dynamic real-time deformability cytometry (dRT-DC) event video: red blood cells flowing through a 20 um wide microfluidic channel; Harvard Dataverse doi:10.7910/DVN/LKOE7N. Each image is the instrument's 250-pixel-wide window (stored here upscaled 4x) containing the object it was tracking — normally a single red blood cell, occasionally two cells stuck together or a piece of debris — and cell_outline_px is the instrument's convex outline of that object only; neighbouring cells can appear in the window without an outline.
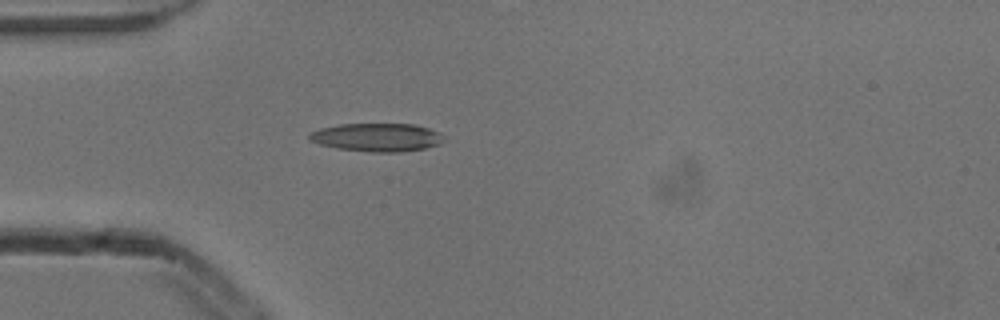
{"species": "common noctule bat (a hibernating species)", "species_latin": "Nyctalus noctula", "temperature_condition": "cold", "stored_images_in_passage": 4, "camera_frame_rate_fps": 3000, "um_per_image_px": 0.085, "animal": {"sex": "male", "body_mass_g": 13.3}, "frame": {"image": 1, "passage_image": 4, "time_ms": 1.0, "image_size_px": [1000, 320], "cell_outline_px": [[444, 136], [440, 144], [424, 148], [400, 152], [368, 152], [336, 148], [320, 144], [308, 140], [308, 136], [312, 132], [320, 128], [340, 124], [416, 124], [440, 132]], "centroid_in_image_um": [32.04, 11.67], "position_along_channel_um": 53.0, "area_um2": 22.2}}